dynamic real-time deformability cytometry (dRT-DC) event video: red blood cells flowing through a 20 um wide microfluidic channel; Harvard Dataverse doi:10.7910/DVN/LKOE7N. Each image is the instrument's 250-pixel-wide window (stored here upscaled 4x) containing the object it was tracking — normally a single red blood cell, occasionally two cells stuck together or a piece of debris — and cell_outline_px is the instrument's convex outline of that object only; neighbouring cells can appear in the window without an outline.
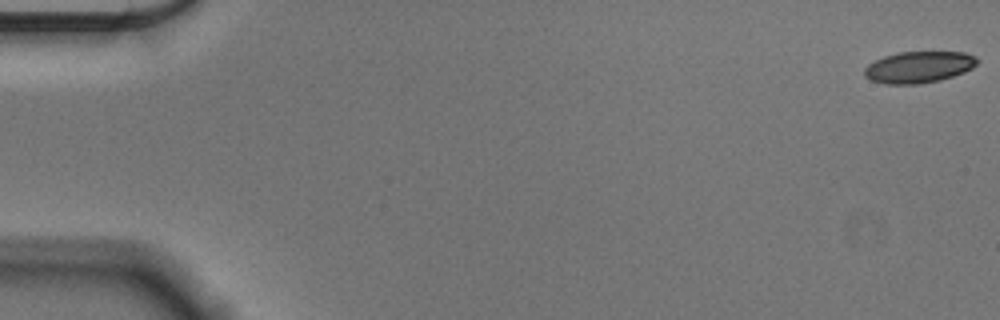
{"species": "Egyptian fruit bat (a non-hibernating species)", "species_latin": "Rousettus aegyptiacus", "temperature_condition": "cold", "stored_images_in_passage": 56, "camera_frame_rate_fps": 3000, "um_per_image_px": 0.085, "animal": {"sex": "male"}, "frame": {"image": 1, "passage_image": 1, "time_ms": 0.0, "image_size_px": [1000, 320], "cell_outline_px": [[980, 60], [972, 68], [964, 72], [940, 80], [920, 84], [884, 84], [872, 80], [864, 76], [864, 68], [868, 64], [884, 56], [900, 52], [964, 52], [976, 56]], "centroid_in_image_um": [78.1, 5.7], "position_along_channel_um": 6.9, "area_um2": 20.75}}
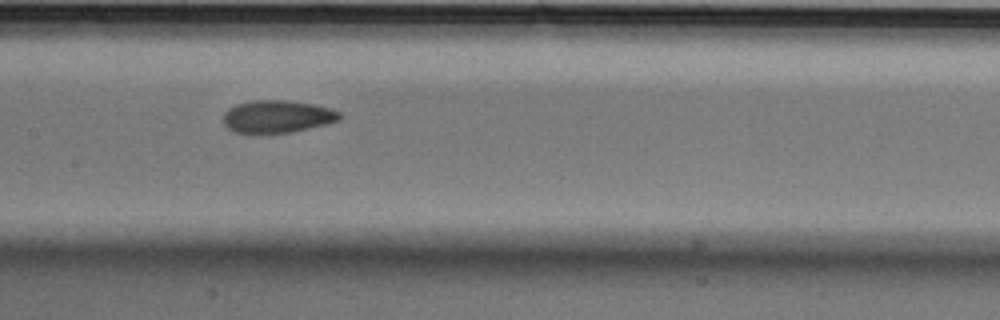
{"frame": {"image": 2, "passage_image": 28, "time_ms": 9.0, "image_size_px": [1000, 320], "cell_outline_px": [[340, 120], [292, 132], [256, 136], [236, 132], [228, 128], [224, 124], [224, 112], [228, 108], [236, 104], [252, 100], [288, 100], [312, 104], [328, 108], [340, 112]], "centroid_in_image_um": [23.5, 9.93], "position_along_channel_um": 183.9, "area_um2": 22.48}}
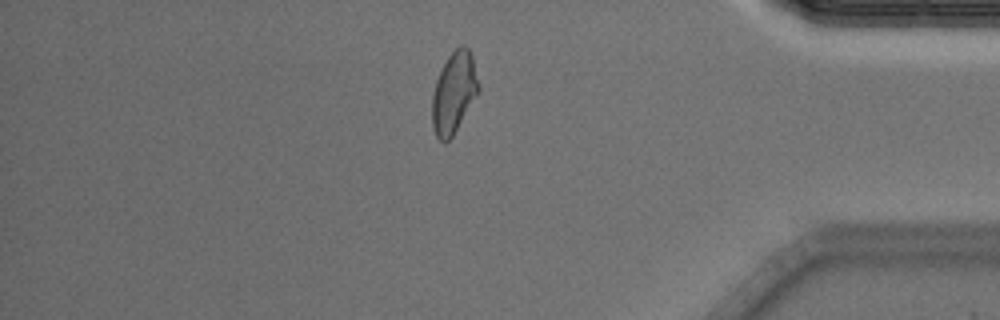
{"frame": {"image": 3, "passage_image": 48, "time_ms": 15.667, "image_size_px": [1000, 320], "cell_outline_px": [[480, 92], [452, 136], [448, 140], [440, 140], [436, 136], [432, 128], [432, 96], [436, 80], [448, 56], [460, 44], [464, 44], [468, 48], [472, 56], [480, 84]], "centroid_in_image_um": [38.6, 7.85], "position_along_channel_um": 396.6, "area_um2": 22.02}}